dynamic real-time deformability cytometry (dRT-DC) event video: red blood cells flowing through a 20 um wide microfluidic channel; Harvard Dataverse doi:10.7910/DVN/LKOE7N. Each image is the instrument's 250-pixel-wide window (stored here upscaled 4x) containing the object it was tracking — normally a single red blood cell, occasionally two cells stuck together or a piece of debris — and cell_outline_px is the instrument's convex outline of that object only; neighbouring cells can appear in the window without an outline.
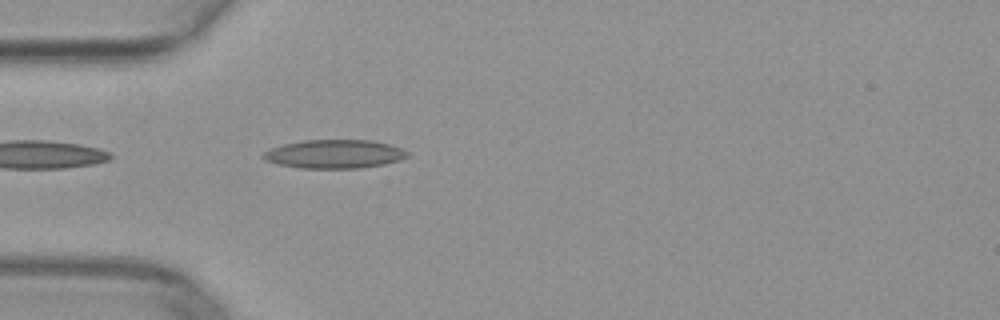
{"species": "common noctule bat (a hibernating species)", "species_latin": "Nyctalus noctula", "temperature_condition": "warm", "stored_images_in_passage": 4, "camera_frame_rate_fps": 3000, "um_per_image_px": 0.085, "animal": {"sex": "female", "body_mass_g": 29.2, "forearm_length_mm": 56.3}, "frame": {"image": 1, "passage_image": 1, "time_ms": 0.0, "image_size_px": [1000, 320], "cell_outline_px": [[408, 156], [400, 160], [384, 164], [360, 168], [300, 168], [280, 164], [264, 160], [260, 156], [264, 152], [272, 148], [284, 144], [304, 140], [372, 140], [392, 144], [404, 148], [408, 152]], "centroid_in_image_um": [28.47, 13.08], "position_along_channel_um": 56.5, "area_um2": 24.16}}